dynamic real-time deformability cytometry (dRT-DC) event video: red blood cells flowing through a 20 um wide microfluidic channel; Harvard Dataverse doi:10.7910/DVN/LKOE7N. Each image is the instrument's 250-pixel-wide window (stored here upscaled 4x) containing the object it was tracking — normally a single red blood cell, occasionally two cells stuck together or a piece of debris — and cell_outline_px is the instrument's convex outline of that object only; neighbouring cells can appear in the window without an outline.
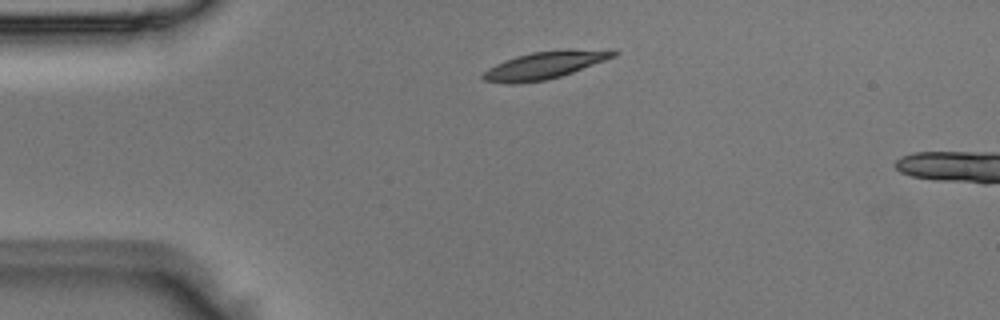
{"species": "Egyptian fruit bat (a non-hibernating species)", "species_latin": "Rousettus aegyptiacus", "temperature_condition": "room temperature", "stored_images_in_passage": 40, "camera_frame_rate_fps": 3000, "um_per_image_px": 0.085, "animal": {"sex": "male"}, "frame": {"image": 1, "passage_image": 1, "time_ms": 0.0, "image_size_px": [1000, 320], "cell_outline_px": [[620, 52], [616, 56], [572, 72], [560, 76], [544, 80], [512, 84], [484, 80], [480, 76], [488, 68], [504, 60], [516, 56], [532, 52], [568, 48], [616, 48]], "centroid_in_image_um": [46.41, 5.49], "position_along_channel_um": 38.6, "area_um2": 21.21}}
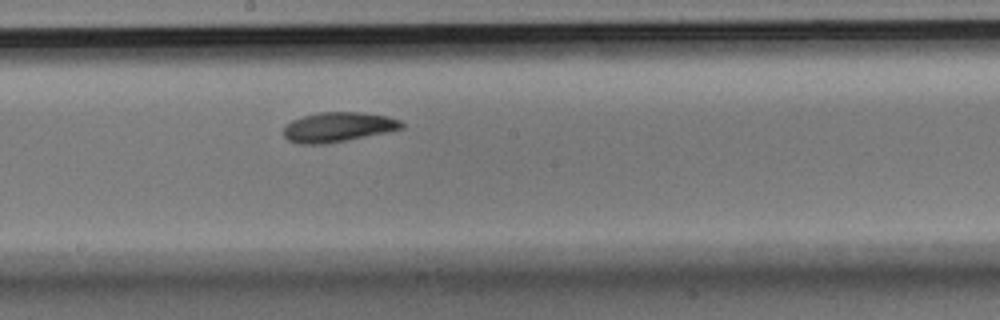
{"frame": {"image": 2, "passage_image": 17, "time_ms": 5.333, "image_size_px": [1000, 320], "cell_outline_px": [[404, 128], [348, 140], [324, 144], [296, 144], [288, 140], [284, 136], [284, 128], [292, 120], [304, 116], [320, 112], [360, 112], [388, 116], [400, 120], [404, 124]], "centroid_in_image_um": [28.74, 10.8], "position_along_channel_um": 219.5, "area_um2": 20.4}}
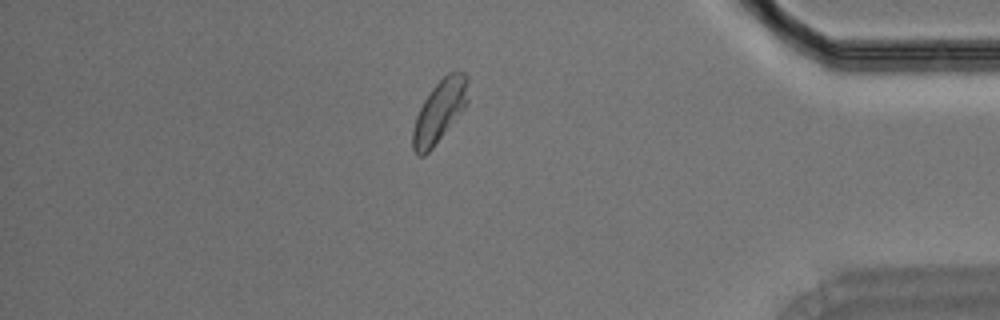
{"frame": {"image": 3, "passage_image": 33, "time_ms": 10.667, "image_size_px": [1000, 320], "cell_outline_px": [[468, 104], [432, 148], [424, 156], [416, 156], [412, 148], [412, 128], [416, 116], [424, 100], [432, 88], [448, 72], [464, 72], [468, 76]], "centroid_in_image_um": [37.36, 9.46], "position_along_channel_um": 397.8, "area_um2": 20.06}}